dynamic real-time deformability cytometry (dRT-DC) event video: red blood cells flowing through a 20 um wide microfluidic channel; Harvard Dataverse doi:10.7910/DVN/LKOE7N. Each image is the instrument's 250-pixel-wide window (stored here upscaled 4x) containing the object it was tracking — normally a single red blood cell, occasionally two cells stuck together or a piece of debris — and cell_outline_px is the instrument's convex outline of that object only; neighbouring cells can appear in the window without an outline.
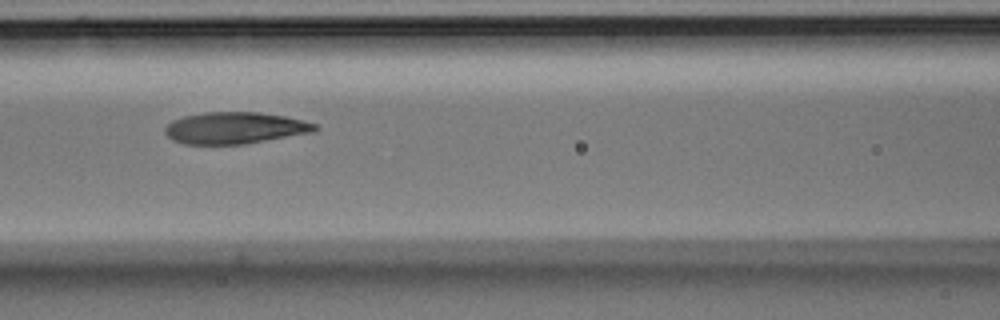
{"species": "Egyptian fruit bat (a non-hibernating species)", "species_latin": "Rousettus aegyptiacus", "temperature_condition": "room temperature", "stored_images_in_passage": 10, "camera_frame_rate_fps": 3000, "um_per_image_px": 0.085, "animal": {"sex": "male"}, "frame": {"image": 1, "passage_image": 4, "time_ms": 1.0, "image_size_px": [1000, 320], "cell_outline_px": [[320, 128], [316, 132], [244, 144], [184, 144], [172, 140], [164, 132], [164, 128], [172, 120], [184, 116], [204, 112], [256, 112], [284, 116], [304, 120], [316, 124]], "centroid_in_image_um": [19.99, 10.88], "position_along_channel_um": 146.6, "area_um2": 27.86}}
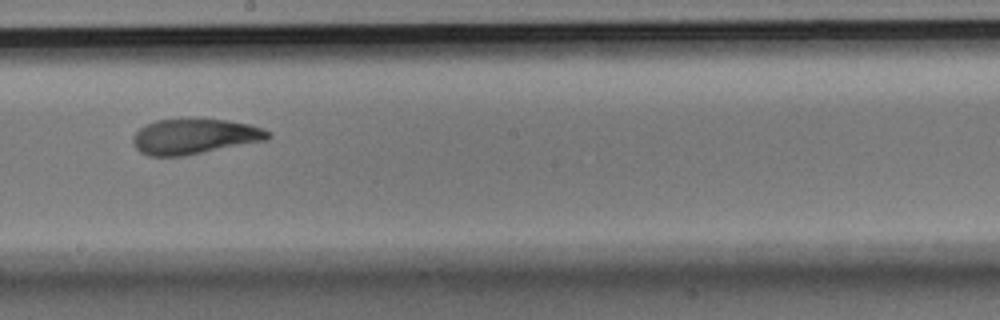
{"frame": {"image": 2, "passage_image": 6, "time_ms": 1.667, "image_size_px": [1000, 320], "cell_outline_px": [[272, 136], [268, 140], [184, 156], [148, 156], [140, 152], [136, 148], [132, 140], [132, 136], [144, 124], [156, 120], [188, 116], [228, 120], [248, 124], [264, 128], [272, 132]], "centroid_in_image_um": [16.55, 11.56], "position_along_channel_um": 231.7, "area_um2": 28.84}}
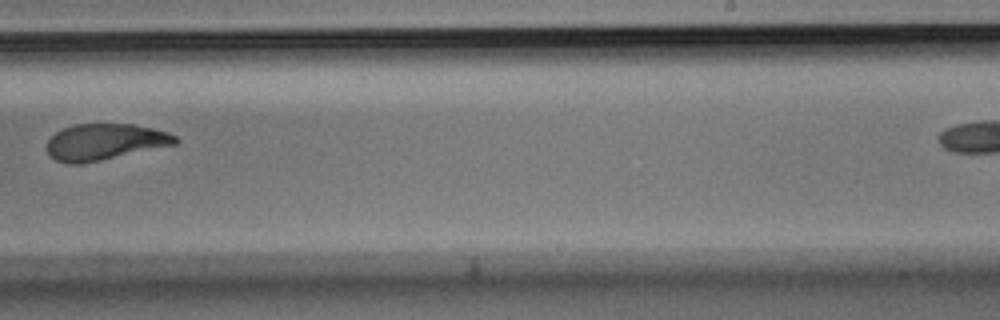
{"frame": {"image": 3, "passage_image": 7, "time_ms": 2.0, "image_size_px": [1000, 320], "cell_outline_px": [[180, 140], [176, 144], [100, 160], [80, 164], [68, 164], [56, 160], [48, 156], [48, 140], [56, 132], [64, 128], [76, 124], [132, 124], [152, 128], [168, 132], [176, 136]], "centroid_in_image_um": [8.91, 12.06], "position_along_channel_um": 280.1, "area_um2": 26.93}}